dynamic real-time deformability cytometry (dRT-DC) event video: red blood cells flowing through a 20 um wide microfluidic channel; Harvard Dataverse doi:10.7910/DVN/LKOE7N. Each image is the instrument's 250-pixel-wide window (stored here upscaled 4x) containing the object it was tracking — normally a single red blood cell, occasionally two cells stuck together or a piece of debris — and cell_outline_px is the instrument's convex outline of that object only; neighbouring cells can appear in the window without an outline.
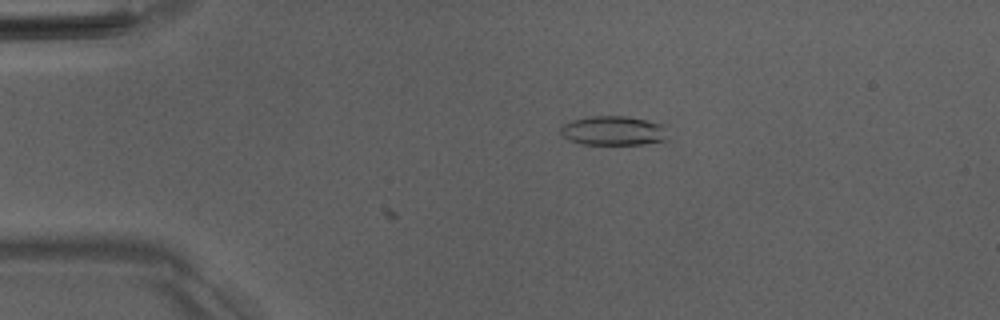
{"species": "Egyptian fruit bat (a non-hibernating species)", "species_latin": "Rousettus aegyptiacus", "temperature_condition": "room temperature", "stored_images_in_passage": 5, "camera_frame_rate_fps": 3000, "um_per_image_px": 0.085, "animal": {"sex": "male"}, "frame": {"image": 1, "passage_image": 5, "time_ms": 1.333, "image_size_px": [1000, 320], "cell_outline_px": [[668, 140], [644, 144], [580, 144], [568, 140], [560, 132], [560, 128], [564, 124], [572, 120], [592, 116], [628, 116], [668, 124]], "centroid_in_image_um": [52.23, 11.1], "position_along_channel_um": 32.8, "area_um2": 18.79}}